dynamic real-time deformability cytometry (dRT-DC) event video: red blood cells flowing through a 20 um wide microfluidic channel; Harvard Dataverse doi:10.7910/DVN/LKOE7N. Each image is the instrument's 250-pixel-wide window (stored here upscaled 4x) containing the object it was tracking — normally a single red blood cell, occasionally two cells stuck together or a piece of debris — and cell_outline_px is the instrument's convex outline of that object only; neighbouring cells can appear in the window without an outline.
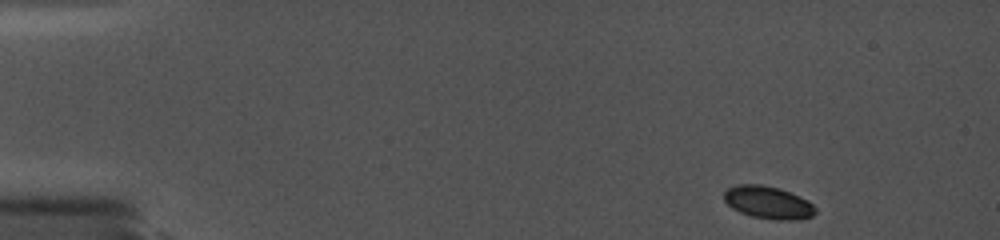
{"species": "common noctule bat (a hibernating species)", "species_latin": "Nyctalus noctula", "temperature_condition": "cold", "stored_images_in_passage": 63, "camera_frame_rate_fps": 5000, "um_per_image_px": 0.085, "animal": {"sex": "female", "body_mass_g": 19.0, "forearm_length_mm": 56.7}, "frame": {"image": 1, "passage_image": 1, "time_ms": 0.0, "image_size_px": [1000, 240], "cell_outline_px": [[816, 212], [812, 216], [792, 220], [780, 220], [752, 216], [740, 212], [732, 208], [724, 200], [724, 192], [728, 188], [736, 184], [760, 184], [780, 188], [808, 200], [816, 208]], "centroid_in_image_um": [65.28, 17.19], "position_along_channel_um": 19.7, "area_um2": 17.28}}
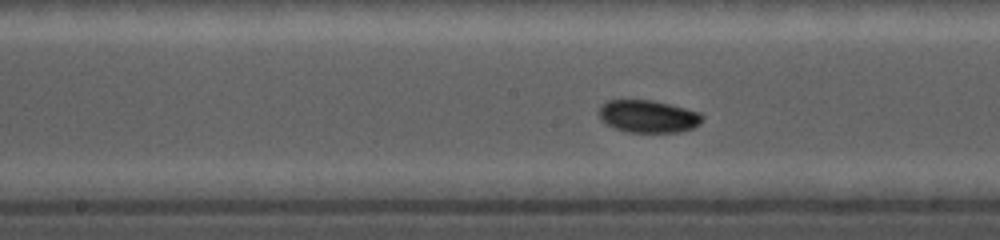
{"frame": {"image": 2, "passage_image": 40, "time_ms": 7.6, "image_size_px": [1000, 240], "cell_outline_px": [[704, 120], [700, 124], [692, 128], [680, 132], [628, 132], [616, 128], [600, 120], [600, 104], [608, 100], [652, 100], [700, 112], [704, 116]], "centroid_in_image_um": [55.12, 9.89], "position_along_channel_um": 193.1, "area_um2": 19.54}}
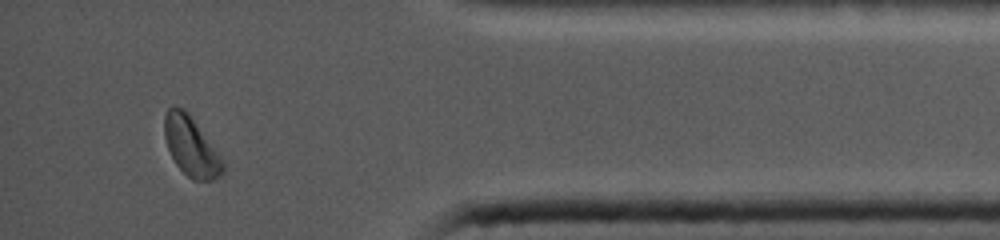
{"frame": {"image": 3, "passage_image": 59, "time_ms": 14.0, "image_size_px": [1000, 240], "cell_outline_px": [[224, 172], [220, 176], [212, 180], [192, 180], [176, 164], [168, 148], [164, 136], [164, 116], [168, 108], [184, 108], [188, 112], [220, 156], [224, 164]], "centroid_in_image_um": [16.23, 12.46], "position_along_channel_um": 419.0, "area_um2": 19.83}}